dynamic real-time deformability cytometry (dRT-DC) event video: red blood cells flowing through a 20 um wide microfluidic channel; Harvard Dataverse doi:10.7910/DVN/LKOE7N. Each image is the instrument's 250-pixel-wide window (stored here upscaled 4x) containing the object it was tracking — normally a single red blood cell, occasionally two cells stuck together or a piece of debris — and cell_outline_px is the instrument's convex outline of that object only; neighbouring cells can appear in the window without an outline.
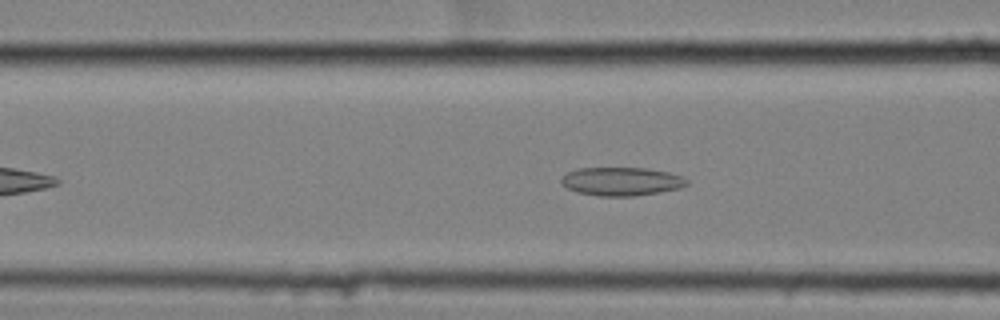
{"species": "common noctule bat (a hibernating species)", "species_latin": "Nyctalus noctula", "temperature_condition": "cold", "stored_images_in_passage": 21, "camera_frame_rate_fps": 3000, "um_per_image_px": 0.085, "animal": {"sex": "female", "body_mass_g": 25.1}, "frame": {"image": 1, "passage_image": 13, "time_ms": 4.0, "image_size_px": [1000, 320], "cell_outline_px": [[688, 184], [680, 188], [636, 196], [600, 196], [576, 192], [560, 184], [560, 180], [568, 172], [580, 168], [644, 168], [668, 172], [680, 176], [688, 180]], "centroid_in_image_um": [52.81, 15.42], "position_along_channel_um": 113.8, "area_um2": 20.69}}
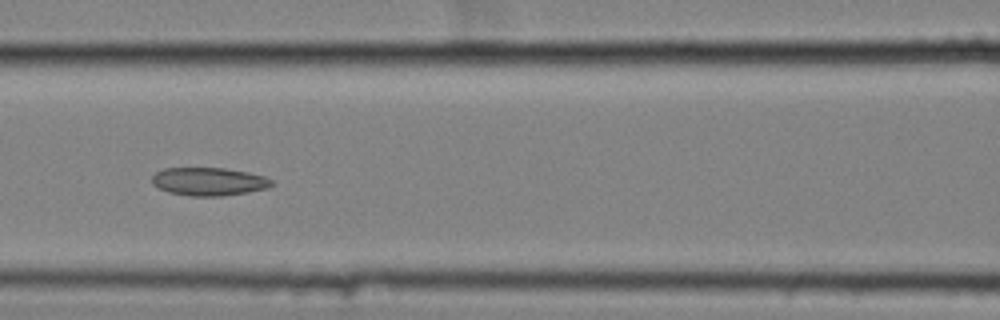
{"frame": {"image": 2, "passage_image": 16, "time_ms": 5.0, "image_size_px": [1000, 320], "cell_outline_px": [[276, 184], [268, 188], [248, 192], [220, 196], [188, 196], [168, 192], [152, 184], [152, 176], [156, 172], [164, 168], [224, 168], [248, 172], [264, 176], [272, 180]], "centroid_in_image_um": [17.77, 15.43], "position_along_channel_um": 148.8, "area_um2": 19.71}}
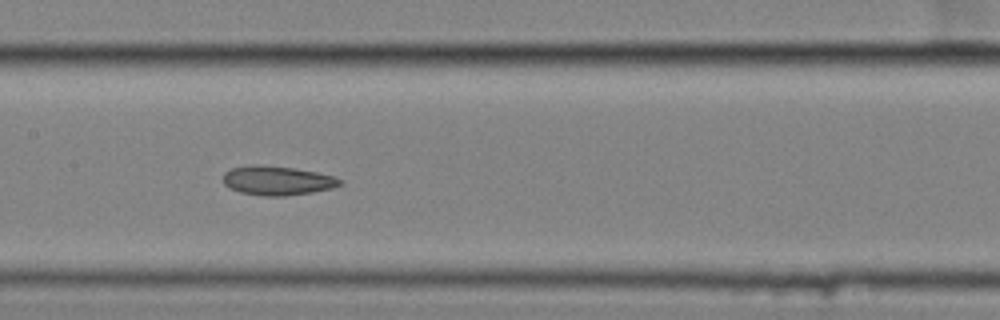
{"frame": {"image": 3, "passage_image": 19, "time_ms": 6.0, "image_size_px": [1000, 320], "cell_outline_px": [[344, 184], [332, 188], [312, 192], [284, 196], [264, 196], [240, 192], [228, 188], [224, 184], [224, 172], [232, 168], [252, 164], [260, 164], [292, 168], [316, 172], [336, 176], [344, 180]], "centroid_in_image_um": [23.6, 15.34], "position_along_channel_um": 183.8, "area_um2": 20.06}}